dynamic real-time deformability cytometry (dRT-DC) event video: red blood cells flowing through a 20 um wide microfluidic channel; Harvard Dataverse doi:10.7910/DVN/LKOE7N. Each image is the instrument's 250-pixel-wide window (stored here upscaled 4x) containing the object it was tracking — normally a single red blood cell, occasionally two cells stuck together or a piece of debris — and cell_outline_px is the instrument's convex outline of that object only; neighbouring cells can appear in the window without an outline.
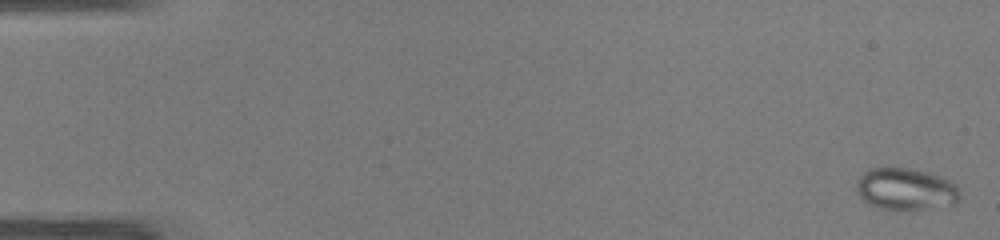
{"species": "common noctule bat (a hibernating species)", "species_latin": "Nyctalus noctula", "temperature_condition": "warm", "stored_images_in_passage": 48, "camera_frame_rate_fps": 3000, "um_per_image_px": 0.085, "animal": {"sex": "male", "body_mass_g": 19.0, "forearm_length_mm": 50.8}, "frame": {"image": 1, "passage_image": 1, "time_ms": 0.0, "image_size_px": [1000, 240], "cell_outline_px": [[960, 200], [956, 204], [908, 212], [896, 212], [880, 208], [868, 204], [856, 192], [856, 180], [868, 168], [912, 168], [944, 176], [956, 184], [960, 192]], "centroid_in_image_um": [77.02, 16.11], "position_along_channel_um": 8.0, "area_um2": 26.36}}
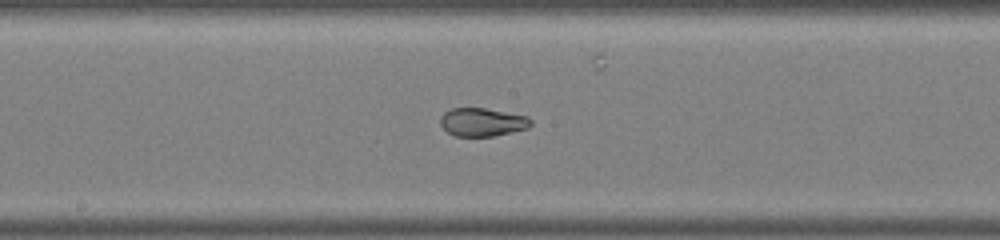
{"frame": {"image": 2, "passage_image": 26, "time_ms": 8.333, "image_size_px": [1000, 240], "cell_outline_px": [[532, 124], [528, 128], [492, 136], [456, 136], [448, 132], [440, 124], [440, 116], [444, 112], [452, 108], [484, 108], [528, 116], [532, 120]], "centroid_in_image_um": [40.99, 10.37], "position_along_channel_um": 207.2, "area_um2": 14.85}}
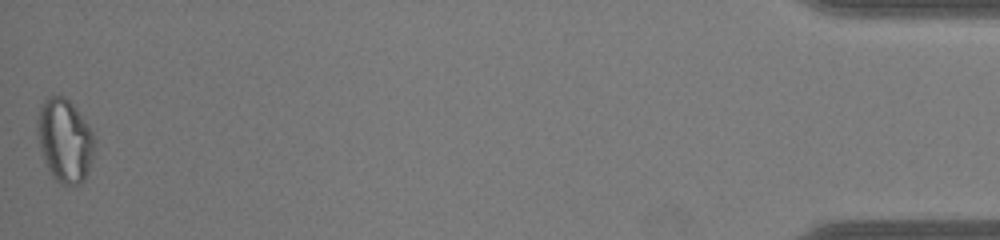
{"frame": {"image": 3, "passage_image": 48, "time_ms": 15.667, "image_size_px": [1000, 240], "cell_outline_px": [[96, 140], [92, 156], [84, 180], [80, 184], [60, 184], [52, 176], [44, 160], [40, 148], [36, 132], [36, 120], [40, 104], [48, 96], [64, 96], [76, 108], [96, 136]], "centroid_in_image_um": [5.48, 11.91], "position_along_channel_um": 429.7, "area_um2": 27.86}}